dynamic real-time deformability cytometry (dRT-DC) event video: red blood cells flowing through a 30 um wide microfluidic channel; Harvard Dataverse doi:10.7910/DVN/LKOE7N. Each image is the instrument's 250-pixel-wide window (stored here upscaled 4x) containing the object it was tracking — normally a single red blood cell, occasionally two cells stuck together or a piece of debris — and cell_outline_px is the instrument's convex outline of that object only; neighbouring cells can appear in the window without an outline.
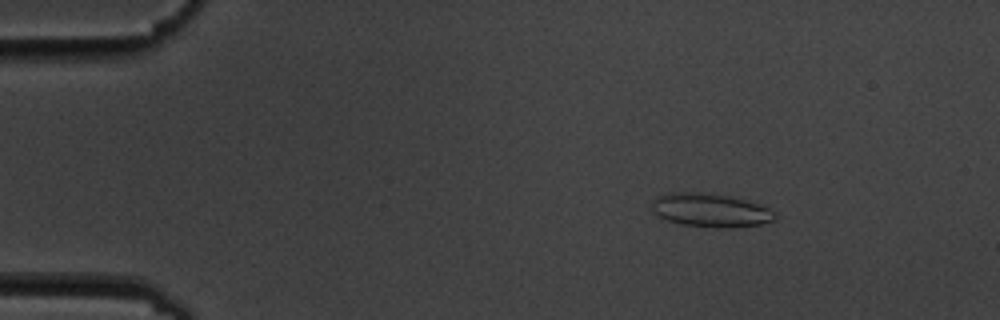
{"species": "common noctule bat (a hibernating species)", "species_latin": "Nyctalus noctula", "temperature_condition": "cold", "stored_images_in_passage": 8, "camera_frame_rate_fps": 3000, "um_per_image_px": 0.085, "animal": {"sex": "male", "body_mass_g": 19.5, "forearm_length_mm": 54.6}, "frame": {"image": 1, "passage_image": 1, "time_ms": 0.0, "image_size_px": [1000, 320], "cell_outline_px": [[776, 220], [760, 224], [720, 228], [684, 224], [668, 220], [652, 212], [652, 204], [656, 196], [668, 192], [704, 192], [732, 196], [768, 208], [776, 216]], "centroid_in_image_um": [60.35, 17.85], "position_along_channel_um": 24.6, "area_um2": 23.81}}
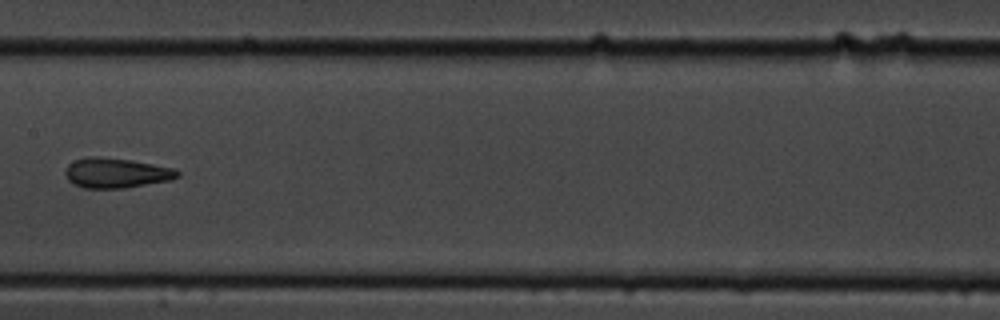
{"frame": {"image": 2, "passage_image": 7, "time_ms": 7.0, "image_size_px": [1000, 320], "cell_outline_px": [[180, 176], [172, 180], [124, 188], [84, 188], [72, 184], [68, 180], [64, 172], [64, 168], [72, 160], [88, 156], [100, 156], [132, 160], [176, 168], [180, 172]], "centroid_in_image_um": [9.86, 14.69], "position_along_channel_um": 197.5, "area_um2": 20.06}}
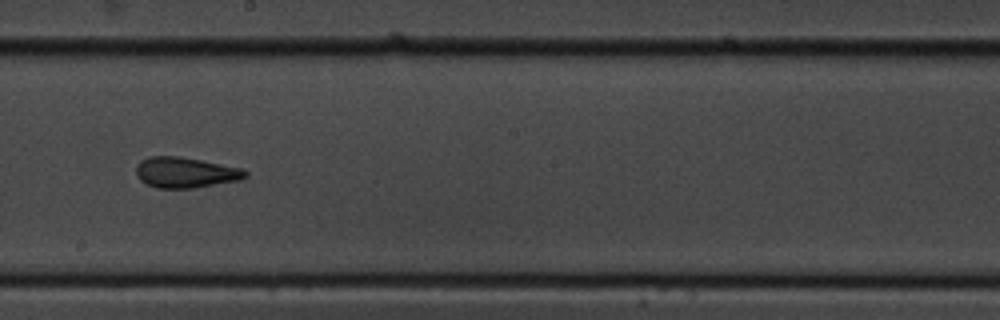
{"frame": {"image": 3, "passage_image": 8, "time_ms": 8.0, "image_size_px": [1000, 320], "cell_outline_px": [[248, 176], [240, 180], [192, 188], [156, 188], [140, 180], [136, 176], [136, 164], [140, 160], [148, 156], [180, 156], [244, 168], [248, 172]], "centroid_in_image_um": [15.76, 14.65], "position_along_channel_um": 232.4, "area_um2": 19.71}}